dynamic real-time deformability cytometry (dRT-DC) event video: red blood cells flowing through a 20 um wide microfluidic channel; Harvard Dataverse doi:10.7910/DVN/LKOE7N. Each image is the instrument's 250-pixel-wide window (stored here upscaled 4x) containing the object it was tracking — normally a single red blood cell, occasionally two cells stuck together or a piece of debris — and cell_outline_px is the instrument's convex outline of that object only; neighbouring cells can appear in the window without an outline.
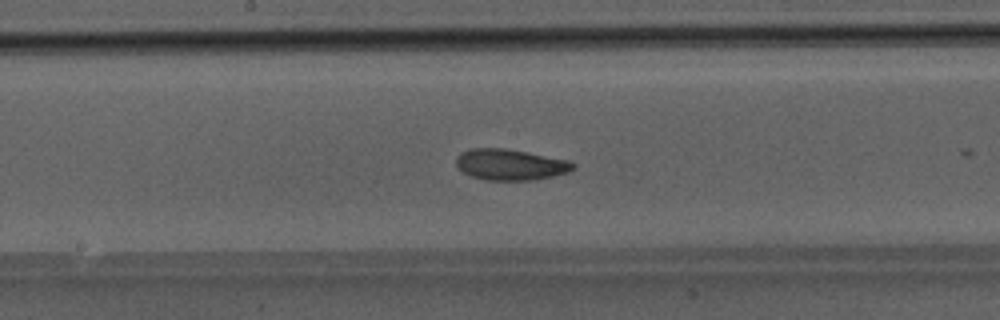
{"species": "Egyptian fruit bat (a non-hibernating species)", "species_latin": "Rousettus aegyptiacus", "temperature_condition": "room temperature", "stored_images_in_passage": 24, "camera_frame_rate_fps": 3000, "um_per_image_px": 0.085, "animal": {"sex": "male"}, "frame": {"image": 1, "passage_image": 23, "time_ms": 7.333, "image_size_px": [1000, 320], "cell_outline_px": [[576, 168], [568, 172], [536, 180], [484, 180], [472, 176], [464, 172], [456, 164], [456, 156], [460, 152], [472, 148], [504, 148], [528, 152], [568, 160], [576, 164]], "centroid_in_image_um": [43.39, 13.99], "position_along_channel_um": 204.8, "area_um2": 21.21}}